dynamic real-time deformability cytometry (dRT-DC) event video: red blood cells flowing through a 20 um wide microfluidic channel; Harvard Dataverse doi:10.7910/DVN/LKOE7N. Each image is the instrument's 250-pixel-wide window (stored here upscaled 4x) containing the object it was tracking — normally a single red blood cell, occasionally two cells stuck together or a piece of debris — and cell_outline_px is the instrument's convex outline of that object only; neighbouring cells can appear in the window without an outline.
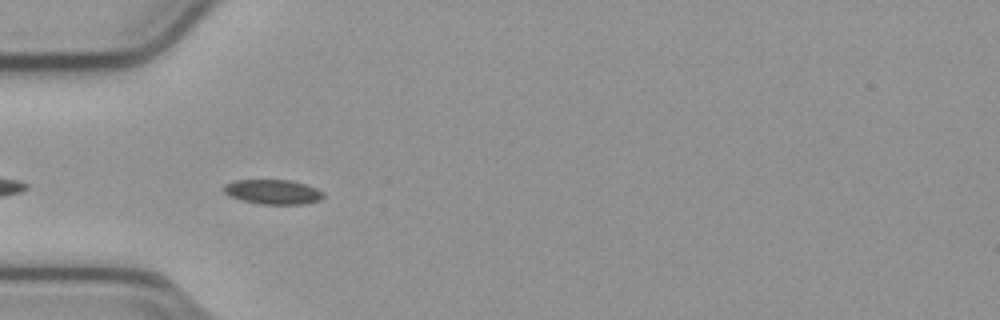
{"species": "common noctule bat (a hibernating species)", "species_latin": "Nyctalus noctula", "temperature_condition": "cold", "stored_images_in_passage": 7, "camera_frame_rate_fps": 3000, "um_per_image_px": 0.085, "animal": {"sex": "male", "body_mass_g": 23.1, "forearm_length_mm": 52.7}, "frame": {"image": 1, "passage_image": 3, "time_ms": 0.667, "image_size_px": [1000, 320], "cell_outline_px": [[324, 196], [320, 200], [304, 204], [260, 204], [240, 200], [228, 196], [220, 188], [224, 184], [232, 180], [292, 180], [308, 184], [324, 192]], "centroid_in_image_um": [23.16, 16.3], "position_along_channel_um": 61.8, "area_um2": 14.68}}
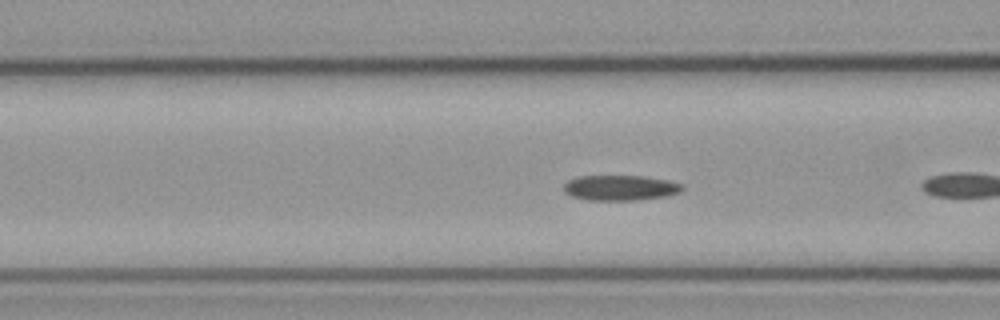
{"frame": {"image": 2, "passage_image": 5, "time_ms": 1.333, "image_size_px": [1000, 320], "cell_outline_px": [[684, 188], [680, 192], [668, 196], [640, 200], [588, 200], [572, 196], [564, 192], [564, 184], [568, 180], [576, 176], [644, 176], [668, 180], [684, 184]], "centroid_in_image_um": [52.75, 15.96], "position_along_channel_um": 113.8, "area_um2": 17.69}}